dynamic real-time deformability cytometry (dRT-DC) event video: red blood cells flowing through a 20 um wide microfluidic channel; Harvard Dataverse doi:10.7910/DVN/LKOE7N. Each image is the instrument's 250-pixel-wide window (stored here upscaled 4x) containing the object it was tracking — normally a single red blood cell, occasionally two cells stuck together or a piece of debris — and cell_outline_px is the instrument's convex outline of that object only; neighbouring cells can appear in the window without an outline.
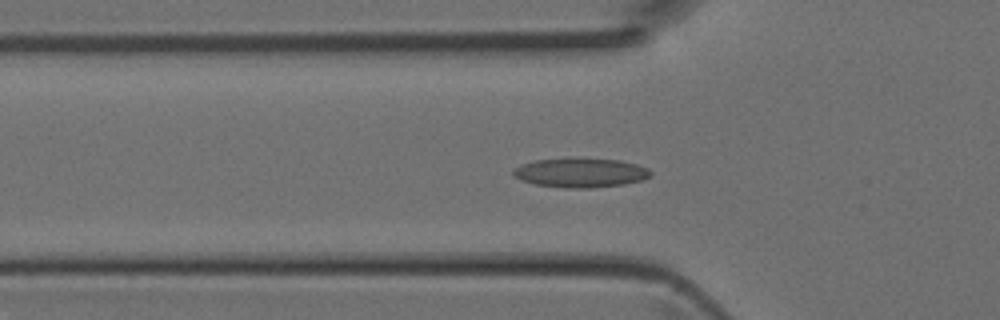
{"species": "Egyptian fruit bat (a non-hibernating species)", "species_latin": "Rousettus aegyptiacus", "temperature_condition": "room temperature", "stored_images_in_passage": 44, "camera_frame_rate_fps": 3000, "um_per_image_px": 0.085, "animal": {"sex": "female"}, "frame": {"image": 1, "passage_image": 15, "time_ms": 4.667, "image_size_px": [1000, 320], "cell_outline_px": [[652, 176], [640, 180], [624, 184], [588, 188], [564, 188], [536, 184], [512, 176], [512, 172], [520, 164], [536, 160], [580, 156], [620, 160], [636, 164], [648, 168], [652, 172]], "centroid_in_image_um": [49.36, 14.65], "position_along_channel_um": 76.4, "area_um2": 23.93}}
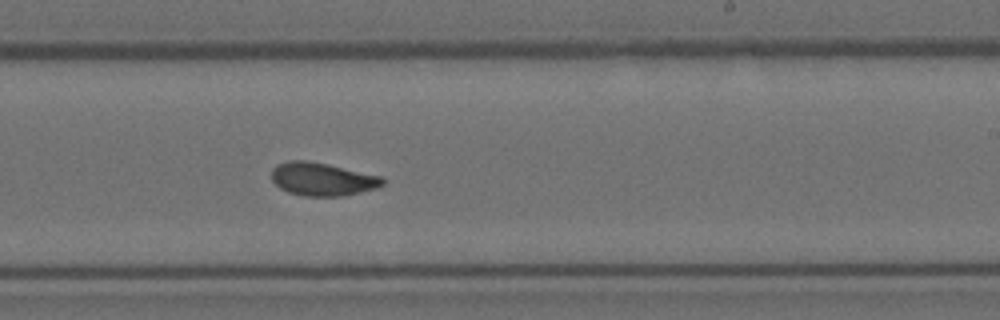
{"frame": {"image": 2, "passage_image": 27, "time_ms": 8.667, "image_size_px": [1000, 320], "cell_outline_px": [[384, 184], [376, 188], [360, 192], [340, 196], [304, 196], [288, 192], [280, 188], [272, 180], [272, 168], [276, 164], [288, 160], [308, 160], [328, 164], [384, 176]], "centroid_in_image_um": [27.4, 15.21], "position_along_channel_um": 261.6, "area_um2": 21.62}}
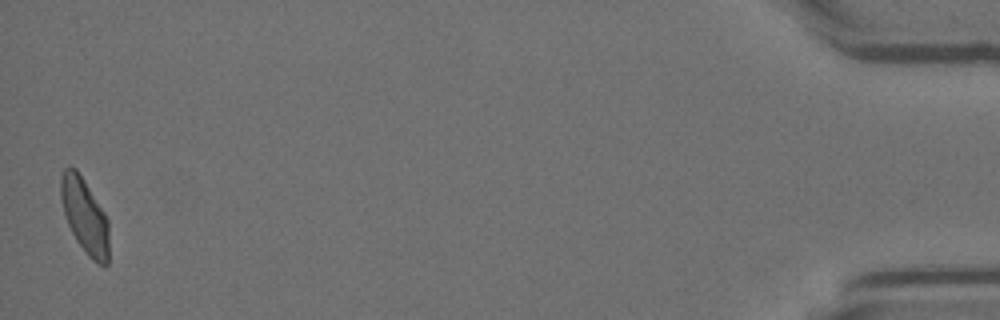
{"frame": {"image": 3, "passage_image": 44, "time_ms": 14.333, "image_size_px": [1000, 320], "cell_outline_px": [[108, 264], [104, 268], [96, 264], [88, 256], [76, 240], [68, 224], [60, 200], [60, 176], [64, 168], [76, 168], [84, 180], [104, 212], [108, 220]], "centroid_in_image_um": [7.2, 18.38], "position_along_channel_um": 428.0, "area_um2": 21.1}}